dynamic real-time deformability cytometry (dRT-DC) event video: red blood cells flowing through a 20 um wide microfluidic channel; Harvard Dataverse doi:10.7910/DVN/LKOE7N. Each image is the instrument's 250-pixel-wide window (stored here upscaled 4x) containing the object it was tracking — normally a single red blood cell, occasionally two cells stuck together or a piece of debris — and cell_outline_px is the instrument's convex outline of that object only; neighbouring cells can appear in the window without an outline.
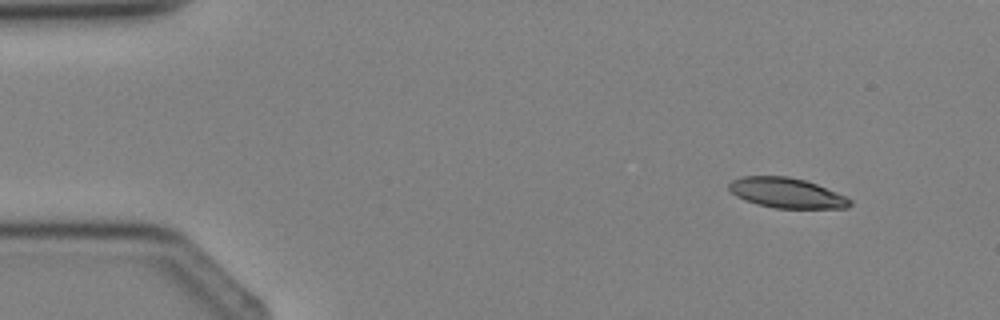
{"species": "Egyptian fruit bat (a non-hibernating species)", "species_latin": "Rousettus aegyptiacus", "temperature_condition": "cold", "stored_images_in_passage": 2, "camera_frame_rate_fps": 3000, "um_per_image_px": 0.085, "animal": {"sex": "female"}, "frame": {"image": 1, "passage_image": 1, "time_ms": 0.0, "image_size_px": [1000, 320], "cell_outline_px": [[852, 204], [848, 208], [776, 208], [756, 204], [744, 200], [736, 196], [728, 188], [728, 184], [732, 180], [744, 176], [788, 176], [804, 180], [816, 184], [848, 196], [852, 200]], "centroid_in_image_um": [66.89, 16.4], "position_along_channel_um": 18.1, "area_um2": 21.33}}